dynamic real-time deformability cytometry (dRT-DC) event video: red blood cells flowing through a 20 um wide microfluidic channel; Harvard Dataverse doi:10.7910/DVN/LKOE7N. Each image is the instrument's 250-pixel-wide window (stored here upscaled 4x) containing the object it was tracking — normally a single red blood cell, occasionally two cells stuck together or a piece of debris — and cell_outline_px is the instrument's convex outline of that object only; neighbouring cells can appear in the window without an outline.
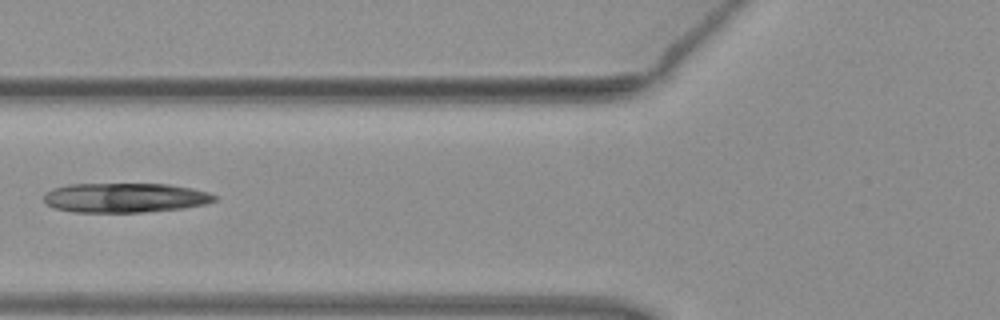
{"species": "common noctule bat (a hibernating species)", "species_latin": "Nyctalus noctula", "temperature_condition": "warm", "stored_images_in_passage": 6, "camera_frame_rate_fps": 3000, "um_per_image_px": 0.085, "animal": {"sex": "female", "body_mass_g": 19.3, "forearm_length_mm": 54.1}, "frame": {"image": 1, "passage_image": 6, "time_ms": 1.667, "image_size_px": [1000, 320], "cell_outline_px": [[216, 200], [204, 204], [184, 208], [144, 212], [72, 212], [56, 208], [48, 204], [44, 200], [44, 192], [52, 188], [68, 184], [168, 184], [192, 188], [208, 192], [216, 196]], "centroid_in_image_um": [10.61, 16.8], "position_along_channel_um": 115.2, "area_um2": 29.42}}